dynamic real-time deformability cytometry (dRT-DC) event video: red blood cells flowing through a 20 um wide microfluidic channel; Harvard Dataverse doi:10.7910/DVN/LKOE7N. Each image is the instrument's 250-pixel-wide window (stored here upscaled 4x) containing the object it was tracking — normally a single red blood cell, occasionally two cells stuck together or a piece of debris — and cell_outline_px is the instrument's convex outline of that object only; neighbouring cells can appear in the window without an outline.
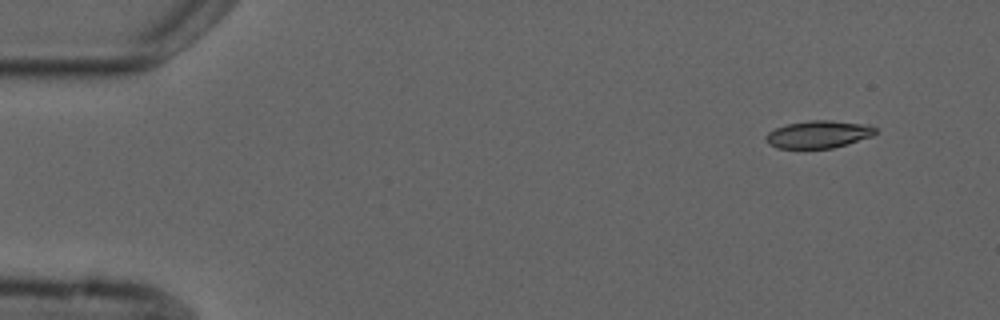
{"species": "common noctule bat (a hibernating species)", "species_latin": "Nyctalus noctula", "temperature_condition": "cold", "stored_images_in_passage": 4, "segment_of_instrument_passage": [2, 2], "camera_frame_rate_fps": 3000, "um_per_image_px": 0.085, "animal": {"sex": "male", "forearm_length_mm": 52.5}, "frame": {"image": 1, "passage_image": 4, "time_ms": 5.0, "image_size_px": [1000, 320], "cell_outline_px": [[876, 132], [872, 136], [848, 144], [832, 148], [776, 148], [768, 144], [764, 140], [764, 136], [768, 132], [776, 128], [788, 124], [808, 120], [832, 120], [868, 124], [876, 128]], "centroid_in_image_um": [69.56, 11.41], "position_along_channel_um": 15.4, "area_um2": 17.69}}